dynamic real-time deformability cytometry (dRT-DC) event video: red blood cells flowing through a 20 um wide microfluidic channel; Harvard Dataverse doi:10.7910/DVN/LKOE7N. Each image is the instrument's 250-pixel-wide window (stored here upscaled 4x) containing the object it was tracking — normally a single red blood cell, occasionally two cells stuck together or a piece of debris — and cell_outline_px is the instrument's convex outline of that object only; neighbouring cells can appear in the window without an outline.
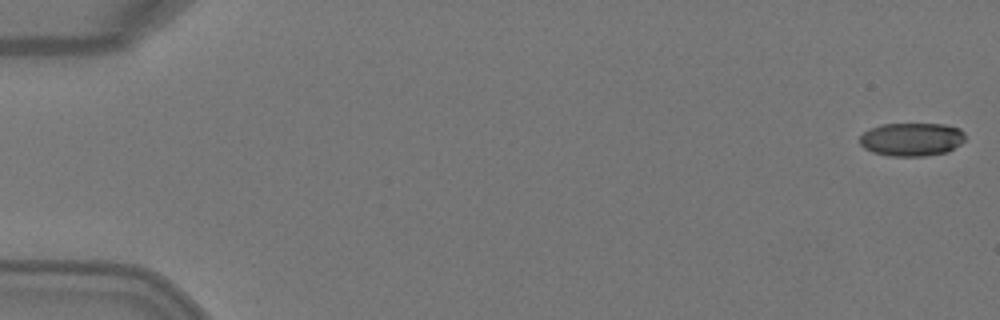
{"species": "Egyptian fruit bat (a non-hibernating species)", "species_latin": "Rousettus aegyptiacus", "temperature_condition": "warm", "stored_images_in_passage": 4, "camera_frame_rate_fps": 3000, "um_per_image_px": 0.085, "animal": {"sex": "female"}, "frame": {"image": 1, "passage_image": 1, "time_ms": 0.0, "image_size_px": [1000, 320], "cell_outline_px": [[964, 140], [960, 144], [948, 152], [924, 156], [888, 156], [872, 152], [864, 148], [860, 144], [860, 136], [864, 132], [880, 124], [944, 124], [960, 128], [964, 132]], "centroid_in_image_um": [77.49, 11.85], "position_along_channel_um": 7.5, "area_um2": 20.58}}
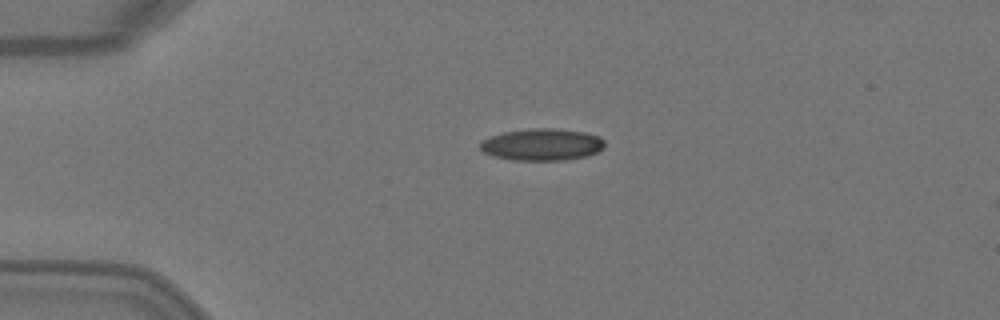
{"frame": {"image": 2, "passage_image": 3, "time_ms": 0.667, "image_size_px": [1000, 320], "cell_outline_px": [[604, 148], [588, 156], [564, 160], [512, 160], [492, 156], [484, 152], [480, 148], [480, 140], [504, 132], [532, 128], [556, 128], [584, 132], [600, 136], [604, 140]], "centroid_in_image_um": [46.08, 12.29], "position_along_channel_um": 38.9, "area_um2": 23.29}}